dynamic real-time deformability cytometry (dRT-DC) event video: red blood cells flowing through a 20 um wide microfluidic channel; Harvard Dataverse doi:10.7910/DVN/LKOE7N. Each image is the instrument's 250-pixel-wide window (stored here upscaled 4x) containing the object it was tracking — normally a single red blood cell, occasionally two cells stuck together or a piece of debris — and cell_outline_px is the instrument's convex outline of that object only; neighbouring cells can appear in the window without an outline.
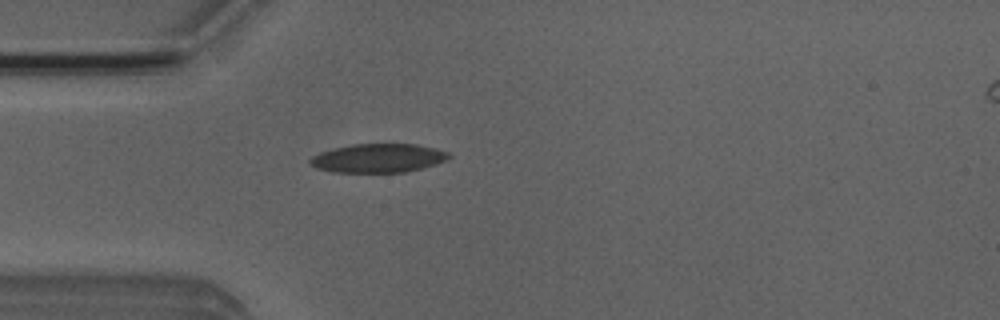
{"species": "Egyptian fruit bat (a non-hibernating species)", "species_latin": "Rousettus aegyptiacus", "temperature_condition": "room temperature", "stored_images_in_passage": 2, "camera_frame_rate_fps": 3000, "um_per_image_px": 0.085, "animal": {"sex": "male"}, "frame": {"image": 1, "passage_image": 2, "time_ms": 1.333, "image_size_px": [1000, 320], "cell_outline_px": [[452, 156], [436, 164], [404, 172], [332, 172], [316, 168], [308, 164], [308, 160], [312, 156], [320, 152], [352, 144], [416, 144], [436, 148], [448, 152]], "centroid_in_image_um": [32.11, 13.44], "position_along_channel_um": 52.9, "area_um2": 23.24}}